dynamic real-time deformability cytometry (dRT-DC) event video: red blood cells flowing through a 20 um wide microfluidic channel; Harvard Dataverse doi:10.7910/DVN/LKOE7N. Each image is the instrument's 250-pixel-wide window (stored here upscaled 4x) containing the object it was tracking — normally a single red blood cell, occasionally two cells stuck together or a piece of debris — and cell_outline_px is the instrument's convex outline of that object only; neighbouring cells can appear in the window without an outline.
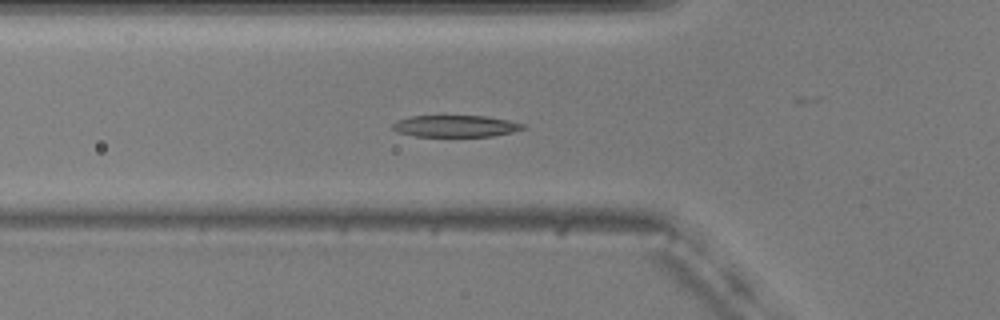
{"species": "common noctule bat (a hibernating species)", "species_latin": "Nyctalus noctula", "temperature_condition": "warm", "stored_images_in_passage": 56, "camera_frame_rate_fps": 3000, "um_per_image_px": 0.085, "animal": {"sex": "male", "body_mass_g": 20.5, "forearm_length_mm": 52.5}, "frame": {"image": 1, "passage_image": 19, "time_ms": 6.0, "image_size_px": [1000, 320], "cell_outline_px": [[528, 128], [512, 132], [492, 136], [416, 136], [396, 132], [392, 128], [392, 124], [408, 116], [444, 112], [484, 116], [508, 120], [524, 124]], "centroid_in_image_um": [38.68, 10.66], "position_along_channel_um": 87.1, "area_um2": 17.51}}
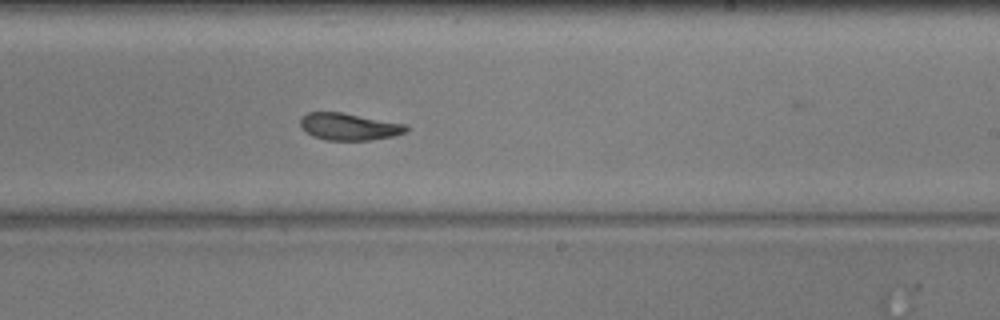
{"frame": {"image": 2, "passage_image": 33, "time_ms": 10.667, "image_size_px": [1000, 320], "cell_outline_px": [[408, 132], [392, 136], [368, 140], [328, 140], [312, 136], [300, 124], [300, 120], [308, 112], [344, 112], [408, 124]], "centroid_in_image_um": [29.73, 10.75], "position_along_channel_um": 259.3, "area_um2": 16.7}}
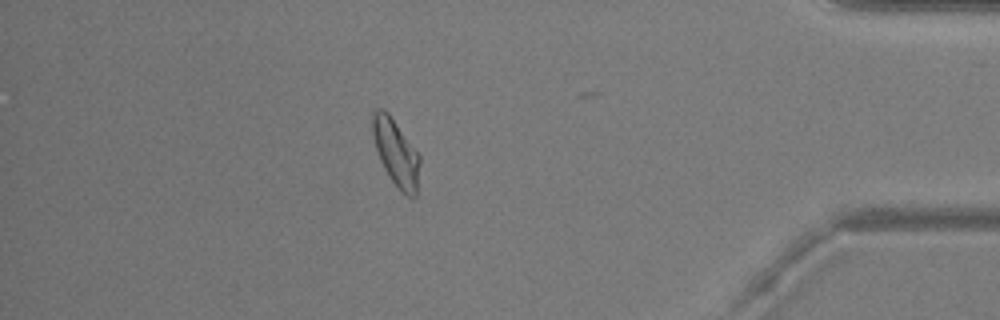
{"frame": {"image": 3, "passage_image": 48, "time_ms": 15.667, "image_size_px": [1000, 320], "cell_outline_px": [[420, 164], [416, 196], [408, 196], [388, 176], [380, 160], [372, 136], [372, 112], [376, 108], [384, 108], [388, 112], [420, 156]], "centroid_in_image_um": [33.63, 12.93], "position_along_channel_um": 401.6, "area_um2": 18.09}, "authors_computed_cell_mechanics": {"area_um2": 17.918, "velocity_mm_per_s": 3.6717, "shape_relaxation_time_tau1_ms": 3.2782, "shape_relaxation_time_tau2_ms": 1.8545, "deformation_change_tau1": 0.1556, "deformation_change_tau2": 0.0823}}